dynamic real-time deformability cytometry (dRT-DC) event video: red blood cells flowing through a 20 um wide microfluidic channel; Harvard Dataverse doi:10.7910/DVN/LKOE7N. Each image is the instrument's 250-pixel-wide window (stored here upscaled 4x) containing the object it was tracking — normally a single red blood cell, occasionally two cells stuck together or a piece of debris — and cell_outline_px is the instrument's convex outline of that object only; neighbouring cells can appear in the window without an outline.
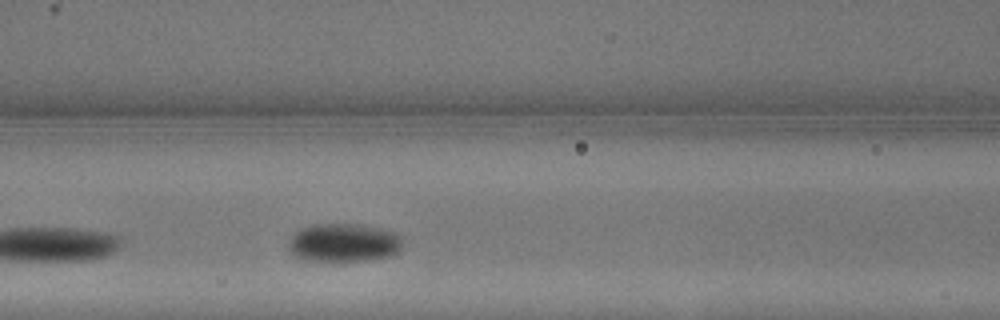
{"species": "common noctule bat (a hibernating species)", "species_latin": "Nyctalus noctula", "temperature_condition": "warm", "stored_images_in_passage": 7, "camera_frame_rate_fps": 3000, "um_per_image_px": 0.085, "animal": {"sex": "male", "body_mass_g": 13.3}, "frame": {"image": 1, "passage_image": 7, "time_ms": 2.0, "image_size_px": [1000, 320], "cell_outline_px": [[404, 240], [400, 248], [396, 252], [388, 256], [368, 260], [308, 260], [296, 256], [288, 248], [288, 240], [300, 228], [312, 224], [364, 224], [380, 228], [404, 236]], "centroid_in_image_um": [29.23, 20.6], "position_along_channel_um": 137.4, "area_um2": 25.49}}